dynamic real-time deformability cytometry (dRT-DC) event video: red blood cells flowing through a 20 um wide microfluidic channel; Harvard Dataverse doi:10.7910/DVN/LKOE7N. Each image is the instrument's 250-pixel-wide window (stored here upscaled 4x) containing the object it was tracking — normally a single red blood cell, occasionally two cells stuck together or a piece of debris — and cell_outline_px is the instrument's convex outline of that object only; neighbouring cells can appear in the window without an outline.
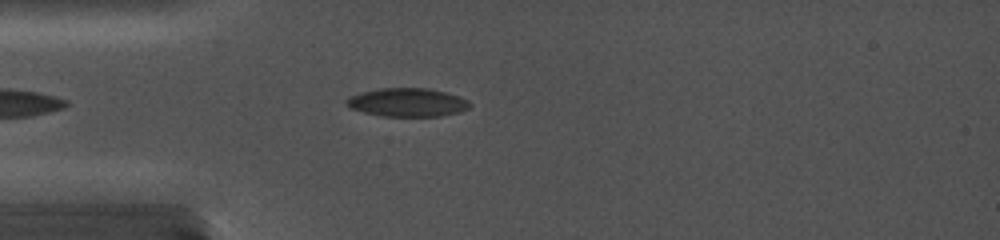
{"species": "common noctule bat (a hibernating species)", "species_latin": "Nyctalus noctula", "temperature_condition": "cold", "stored_images_in_passage": 51, "camera_frame_rate_fps": 5000, "um_per_image_px": 0.085, "animal": {"sex": "female", "body_mass_g": 19.0, "forearm_length_mm": 56.7}, "frame": {"image": 1, "passage_image": 8, "time_ms": 1.4, "image_size_px": [1000, 240], "cell_outline_px": [[472, 104], [468, 108], [460, 112], [440, 116], [384, 116], [364, 112], [348, 108], [344, 104], [344, 100], [348, 96], [364, 92], [384, 88], [424, 88], [444, 92], [460, 96], [468, 100]], "centroid_in_image_um": [34.61, 8.71], "position_along_channel_um": 50.4, "area_um2": 20.46}}
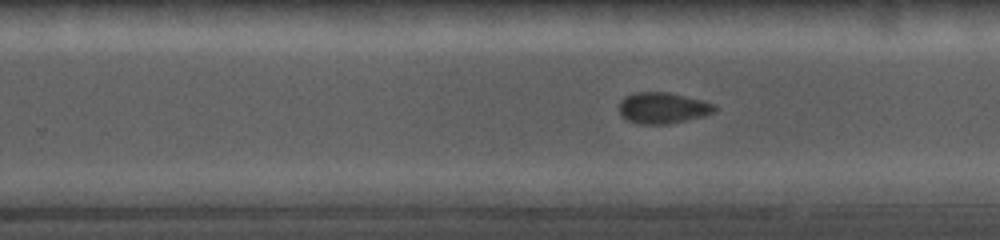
{"frame": {"image": 2, "passage_image": 33, "time_ms": 6.4, "image_size_px": [1000, 240], "cell_outline_px": [[716, 112], [704, 116], [668, 124], [636, 124], [624, 120], [620, 112], [620, 104], [628, 96], [636, 92], [668, 92], [716, 104]], "centroid_in_image_um": [56.36, 9.2], "position_along_channel_um": 273.4, "area_um2": 17.22}}
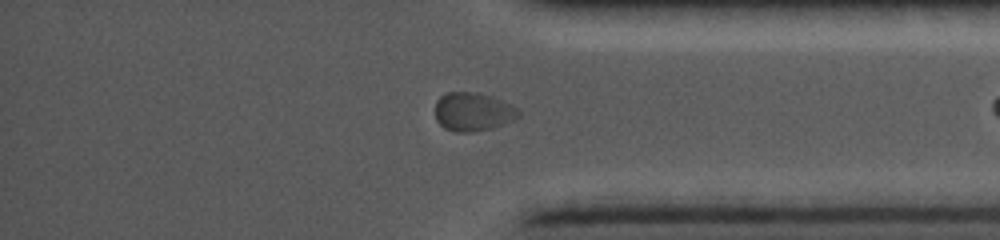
{"frame": {"image": 3, "passage_image": 49, "time_ms": 9.6, "image_size_px": [1000, 240], "cell_outline_px": [[520, 116], [516, 120], [492, 128], [476, 132], [456, 132], [444, 128], [436, 120], [436, 100], [440, 96], [448, 92], [468, 92], [484, 96], [508, 104], [520, 112]], "centroid_in_image_um": [40.16, 9.55], "position_along_channel_um": 395.0, "area_um2": 18.32}}